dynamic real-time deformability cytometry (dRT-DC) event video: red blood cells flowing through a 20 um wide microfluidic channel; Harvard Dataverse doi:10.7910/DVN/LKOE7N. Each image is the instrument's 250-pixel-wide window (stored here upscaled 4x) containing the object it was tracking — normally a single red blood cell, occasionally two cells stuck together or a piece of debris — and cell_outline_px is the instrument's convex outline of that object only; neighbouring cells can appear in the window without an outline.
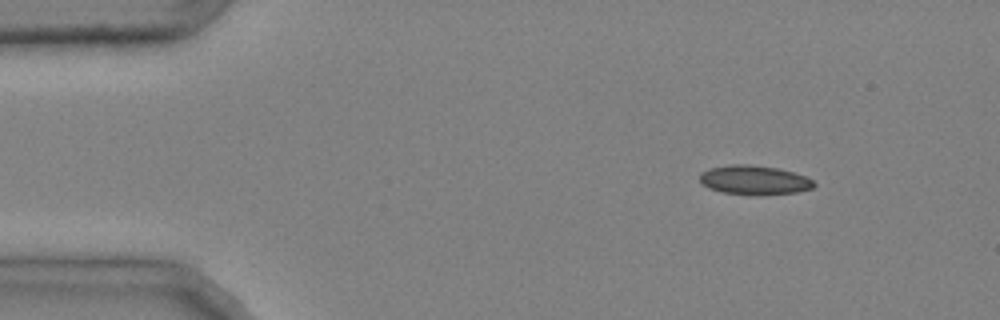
{"species": "common noctule bat (a hibernating species)", "species_latin": "Nyctalus noctula", "temperature_condition": "cold", "stored_images_in_passage": 42, "camera_frame_rate_fps": 3000, "um_per_image_px": 0.085, "animal": {"sex": "male", "body_mass_g": 20.4}, "frame": {"image": 1, "passage_image": 1, "time_ms": 0.0, "image_size_px": [1000, 320], "cell_outline_px": [[816, 184], [812, 188], [796, 192], [756, 196], [748, 196], [724, 192], [708, 188], [700, 180], [700, 172], [708, 168], [732, 164], [748, 164], [780, 168], [804, 176], [812, 180]], "centroid_in_image_um": [64.09, 15.31], "position_along_channel_um": 20.9, "area_um2": 19.65}}
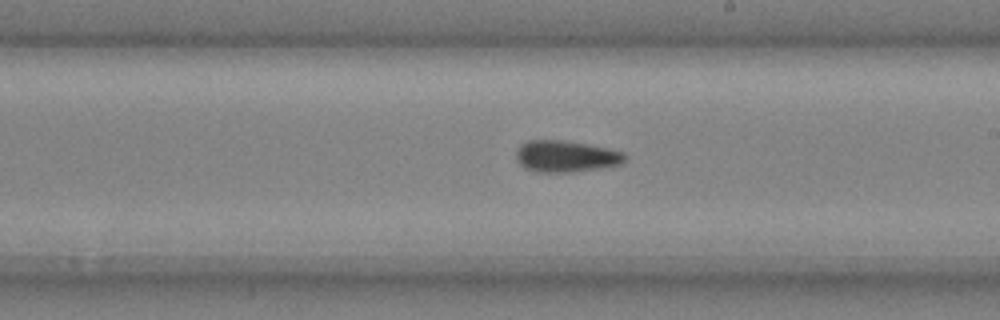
{"frame": {"image": 2, "passage_image": 23, "time_ms": 7.333, "image_size_px": [1000, 320], "cell_outline_px": [[628, 156], [620, 164], [572, 172], [536, 172], [524, 168], [516, 160], [516, 152], [520, 144], [528, 140], [564, 140], [588, 144], [608, 148], [624, 152]], "centroid_in_image_um": [48.07, 13.28], "position_along_channel_um": 240.9, "area_um2": 20.06}}
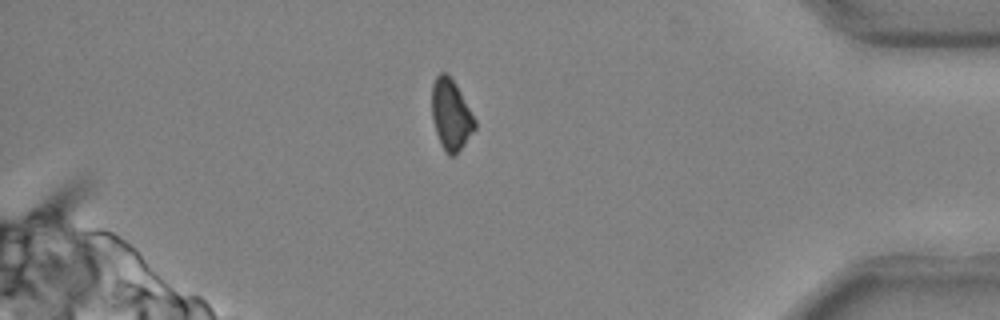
{"frame": {"image": 3, "passage_image": 37, "time_ms": 12.0, "image_size_px": [1000, 320], "cell_outline_px": [[476, 128], [456, 156], [448, 156], [440, 144], [432, 120], [432, 84], [436, 76], [440, 72], [448, 72], [456, 84], [476, 120]], "centroid_in_image_um": [38.33, 9.76], "position_along_channel_um": 396.9, "area_um2": 17.98}, "authors_computed_cell_mechanics": {"area_um2": 19.4786, "velocity_mm_per_s": 4.0307, "shape_relaxation_time_tau1_ms": 10.0117, "shape_relaxation_time_tau2_ms": 3.9282, "deformation_change_tau1": 0.1563, "deformation_change_tau2": 0.0884}}